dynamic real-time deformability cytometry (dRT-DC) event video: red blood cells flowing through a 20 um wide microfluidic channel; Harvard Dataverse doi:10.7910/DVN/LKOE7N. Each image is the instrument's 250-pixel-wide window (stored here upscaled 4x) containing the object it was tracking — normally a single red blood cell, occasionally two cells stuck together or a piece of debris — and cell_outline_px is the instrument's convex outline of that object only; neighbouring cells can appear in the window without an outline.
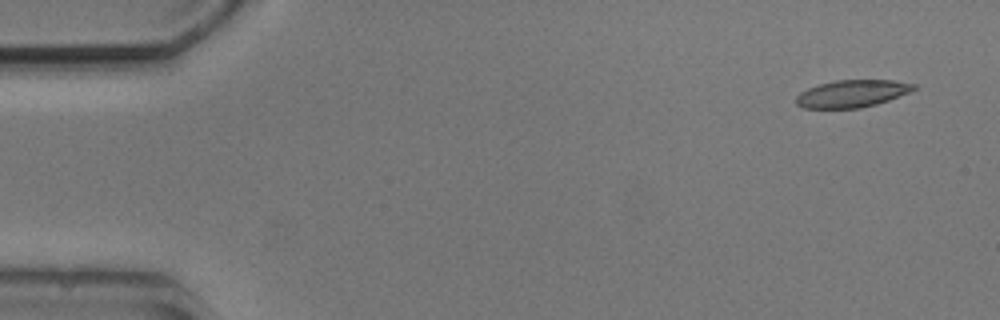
{"species": "common noctule bat (a hibernating species)", "species_latin": "Nyctalus noctula", "temperature_condition": "cold", "stored_images_in_passage": 4, "camera_frame_rate_fps": 3000, "um_per_image_px": 0.085, "animal": {"sex": "male", "body_mass_g": 20.5, "forearm_length_mm": 52.5}, "frame": {"image": 1, "passage_image": 1, "time_ms": 0.0, "image_size_px": [1000, 320], "cell_outline_px": [[916, 88], [908, 92], [888, 100], [876, 104], [860, 108], [804, 108], [796, 104], [796, 96], [800, 92], [808, 88], [820, 84], [836, 80], [892, 80], [916, 84]], "centroid_in_image_um": [72.4, 7.95], "position_along_channel_um": 12.6, "area_um2": 18.55}}
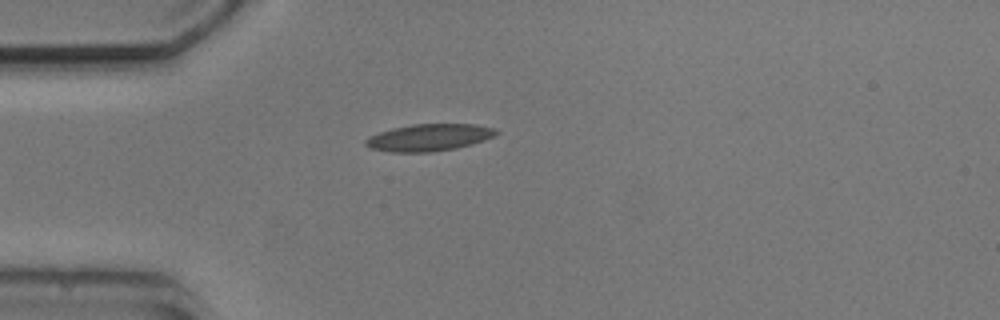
{"frame": {"image": 2, "passage_image": 3, "time_ms": 3.667, "image_size_px": [1000, 320], "cell_outline_px": [[500, 132], [484, 140], [472, 144], [456, 148], [432, 152], [392, 152], [372, 148], [364, 144], [364, 140], [368, 136], [392, 128], [412, 124], [476, 124], [496, 128]], "centroid_in_image_um": [36.47, 11.68], "position_along_channel_um": 48.5, "area_um2": 20.58}}